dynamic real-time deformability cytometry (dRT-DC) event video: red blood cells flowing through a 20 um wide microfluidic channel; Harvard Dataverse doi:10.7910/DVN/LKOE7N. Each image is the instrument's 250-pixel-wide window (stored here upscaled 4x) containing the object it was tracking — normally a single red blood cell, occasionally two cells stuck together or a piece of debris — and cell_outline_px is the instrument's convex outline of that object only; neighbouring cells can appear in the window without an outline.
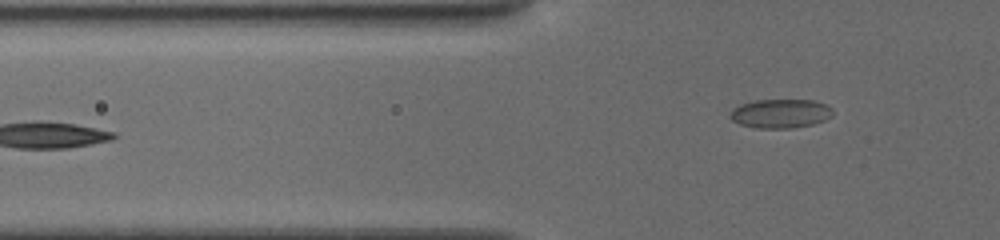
{"species": "common noctule bat (a hibernating species)", "species_latin": "Nyctalus noctula", "temperature_condition": "cold", "stored_images_in_passage": 17, "camera_frame_rate_fps": 3000, "um_per_image_px": 0.085, "animal": {"sex": "female", "body_mass_g": 19.5, "forearm_length_mm": 54.1}, "frame": {"image": 1, "passage_image": 17, "time_ms": 7.667, "image_size_px": [1000, 240], "cell_outline_px": [[832, 116], [824, 120], [812, 124], [788, 128], [756, 128], [740, 124], [732, 120], [728, 116], [732, 108], [740, 104], [756, 100], [812, 100], [828, 104], [832, 108]], "centroid_in_image_um": [66.32, 9.64], "position_along_channel_um": 59.5, "area_um2": 17.4}}